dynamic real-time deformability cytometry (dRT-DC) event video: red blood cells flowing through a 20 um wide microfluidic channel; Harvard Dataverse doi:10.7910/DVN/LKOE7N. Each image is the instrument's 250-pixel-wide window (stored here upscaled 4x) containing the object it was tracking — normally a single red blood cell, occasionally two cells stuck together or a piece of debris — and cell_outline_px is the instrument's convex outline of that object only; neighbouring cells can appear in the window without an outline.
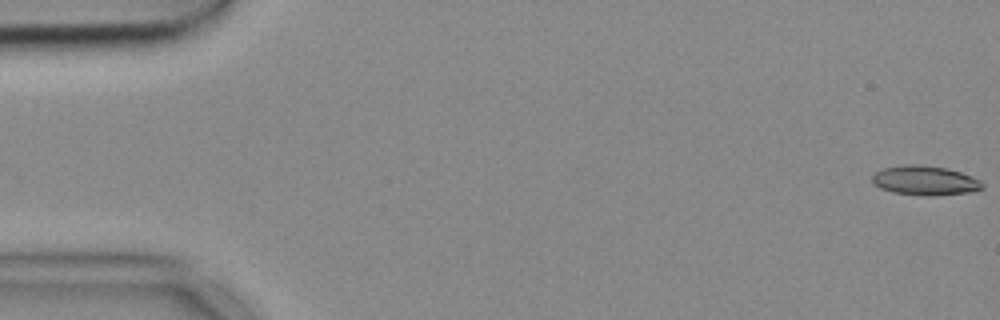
{"species": "common noctule bat (a hibernating species)", "species_latin": "Nyctalus noctula", "temperature_condition": "cold", "stored_images_in_passage": 54, "camera_frame_rate_fps": 3000, "um_per_image_px": 0.085, "animal": {"sex": "female", "body_mass_g": 18.4}, "frame": {"image": 1, "passage_image": 1, "time_ms": 0.0, "image_size_px": [1000, 320], "cell_outline_px": [[984, 188], [968, 192], [928, 196], [892, 192], [880, 188], [872, 184], [872, 176], [876, 172], [884, 168], [904, 164], [920, 164], [944, 168], [960, 172], [972, 176], [980, 180], [984, 184]], "centroid_in_image_um": [78.6, 15.34], "position_along_channel_um": 6.4, "area_um2": 18.84}}
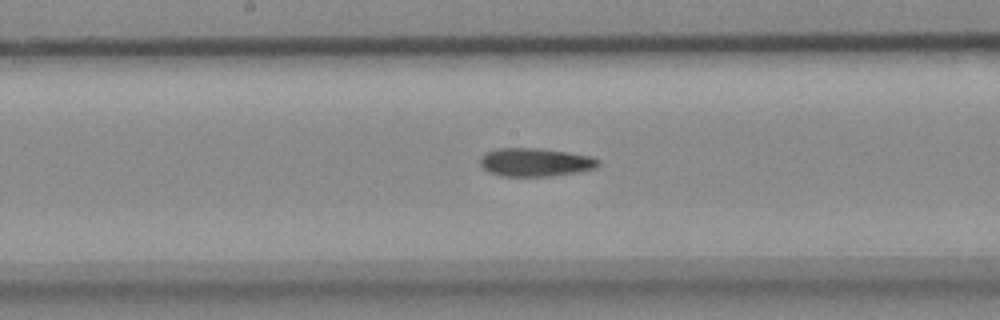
{"frame": {"image": 2, "passage_image": 28, "time_ms": 9.0, "image_size_px": [1000, 320], "cell_outline_px": [[600, 164], [596, 168], [576, 172], [552, 176], [504, 176], [488, 172], [480, 164], [480, 156], [496, 148], [540, 148], [568, 152], [592, 156], [600, 160]], "centroid_in_image_um": [45.52, 13.78], "position_along_channel_um": 202.7, "area_um2": 19.59}}
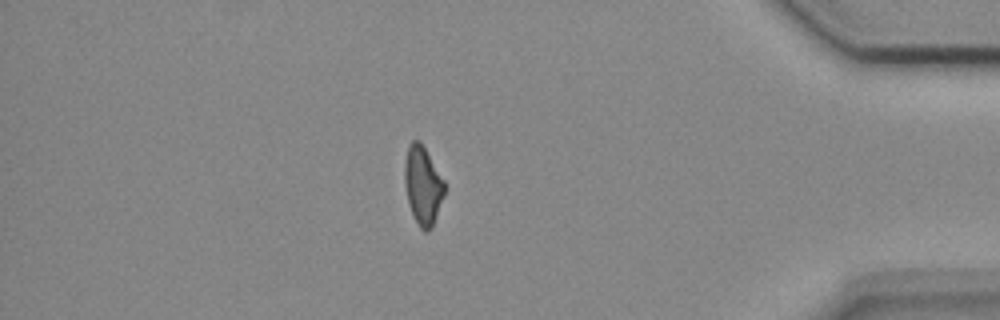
{"frame": {"image": 3, "passage_image": 47, "time_ms": 15.333, "image_size_px": [1000, 320], "cell_outline_px": [[444, 196], [432, 228], [428, 232], [424, 232], [420, 228], [408, 204], [404, 184], [404, 164], [408, 144], [412, 140], [420, 140], [444, 180]], "centroid_in_image_um": [35.93, 15.75], "position_along_channel_um": 399.3, "area_um2": 18.32}}